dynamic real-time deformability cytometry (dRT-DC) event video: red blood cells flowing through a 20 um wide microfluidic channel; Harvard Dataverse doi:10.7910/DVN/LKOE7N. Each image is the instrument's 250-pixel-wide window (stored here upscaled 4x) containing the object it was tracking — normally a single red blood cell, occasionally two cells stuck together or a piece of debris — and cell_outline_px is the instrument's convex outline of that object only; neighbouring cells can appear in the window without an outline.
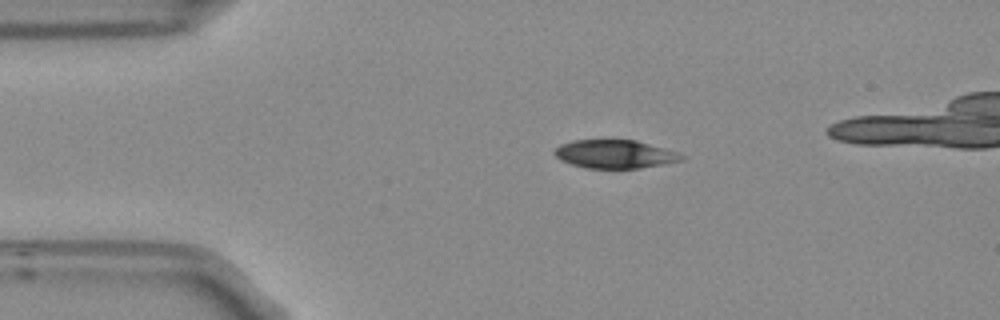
{"species": "Egyptian fruit bat (a non-hibernating species)", "species_latin": "Rousettus aegyptiacus", "temperature_condition": "room temperature", "stored_images_in_passage": 39, "camera_frame_rate_fps": 3000, "um_per_image_px": 0.085, "frame": {"image": 1, "passage_image": 1, "time_ms": 0.0, "image_size_px": [1000, 320], "cell_outline_px": [[684, 160], [640, 168], [588, 168], [572, 164], [560, 160], [552, 152], [560, 144], [572, 140], [636, 140], [664, 148], [676, 152], [684, 156]], "centroid_in_image_um": [52.24, 13.09], "position_along_channel_um": 32.8, "area_um2": 20.87}}
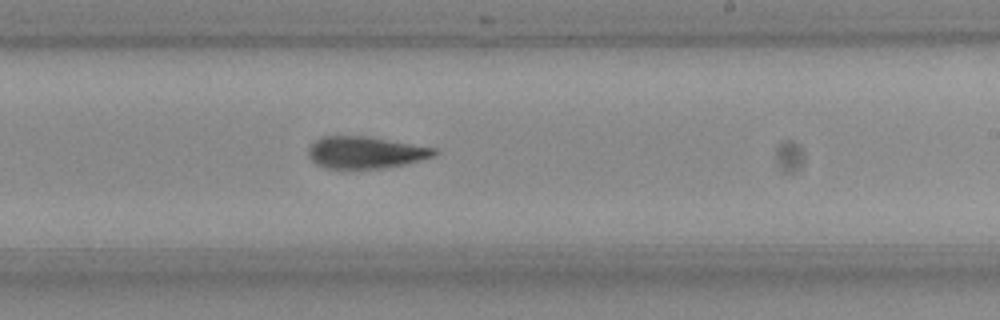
{"frame": {"image": 2, "passage_image": 22, "time_ms": 7.0, "image_size_px": [1000, 320], "cell_outline_px": [[436, 152], [432, 156], [404, 164], [384, 168], [324, 168], [316, 164], [308, 156], [308, 148], [320, 136], [364, 136], [436, 148]], "centroid_in_image_um": [30.99, 12.96], "position_along_channel_um": 258.0, "area_um2": 23.06}}
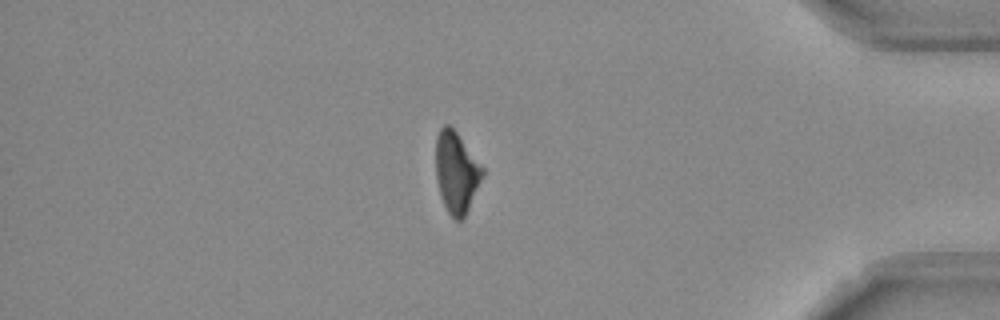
{"frame": {"image": 3, "passage_image": 36, "time_ms": 11.667, "image_size_px": [1000, 320], "cell_outline_px": [[484, 172], [468, 208], [464, 216], [460, 220], [456, 220], [448, 212], [440, 196], [436, 176], [436, 136], [440, 128], [444, 124], [448, 124], [456, 132], [484, 168]], "centroid_in_image_um": [38.77, 14.61], "position_along_channel_um": 396.4, "area_um2": 21.62}, "authors_computed_cell_mechanics": {"area_um2": 23.6402, "velocity_mm_per_s": 3.7429, "shape_relaxation_time_tau1_ms": 5.141, "shape_relaxation_time_tau2_ms": 6.1191, "deformation_change_tau1": 0.1424, "deformation_change_tau2": 0.1528}}